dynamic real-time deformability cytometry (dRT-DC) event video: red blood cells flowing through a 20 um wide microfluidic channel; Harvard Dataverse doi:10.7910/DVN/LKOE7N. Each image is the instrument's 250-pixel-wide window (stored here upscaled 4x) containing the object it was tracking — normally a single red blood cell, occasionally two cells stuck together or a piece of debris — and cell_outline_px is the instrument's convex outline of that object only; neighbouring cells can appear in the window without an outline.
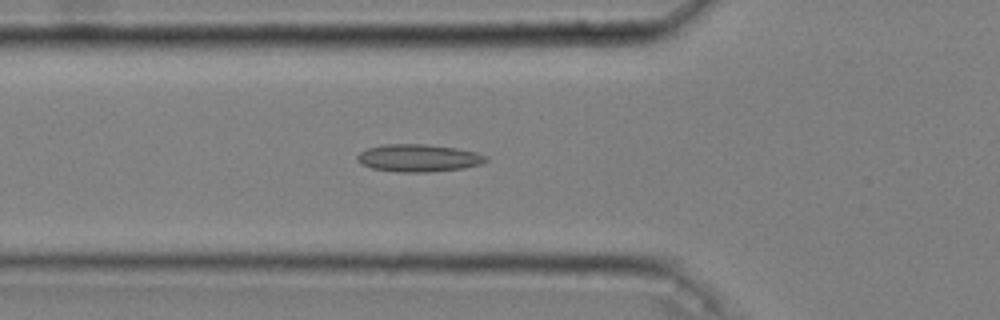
{"species": "common noctule bat (a hibernating species)", "species_latin": "Nyctalus noctula", "temperature_condition": "cold", "stored_images_in_passage": 52, "camera_frame_rate_fps": 3000, "um_per_image_px": 0.085, "animal": {"sex": "male", "body_mass_g": 20.4}, "frame": {"image": 1, "passage_image": 18, "time_ms": 5.667, "image_size_px": [1000, 320], "cell_outline_px": [[488, 160], [480, 164], [464, 168], [428, 172], [396, 172], [372, 168], [360, 164], [356, 160], [356, 156], [360, 152], [368, 148], [384, 144], [424, 144], [456, 148], [476, 152], [488, 156]], "centroid_in_image_um": [35.56, 13.43], "position_along_channel_um": 90.2, "area_um2": 20.69}}
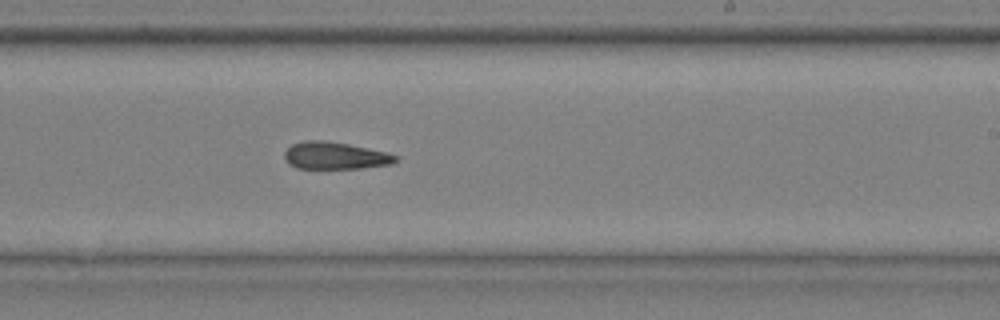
{"frame": {"image": 2, "passage_image": 32, "time_ms": 10.333, "image_size_px": [1000, 320], "cell_outline_px": [[400, 160], [392, 164], [360, 168], [296, 168], [288, 164], [284, 160], [284, 152], [292, 144], [304, 140], [320, 140], [348, 144], [368, 148], [384, 152], [396, 156]], "centroid_in_image_um": [28.44, 13.23], "position_along_channel_um": 260.6, "area_um2": 17.57}}
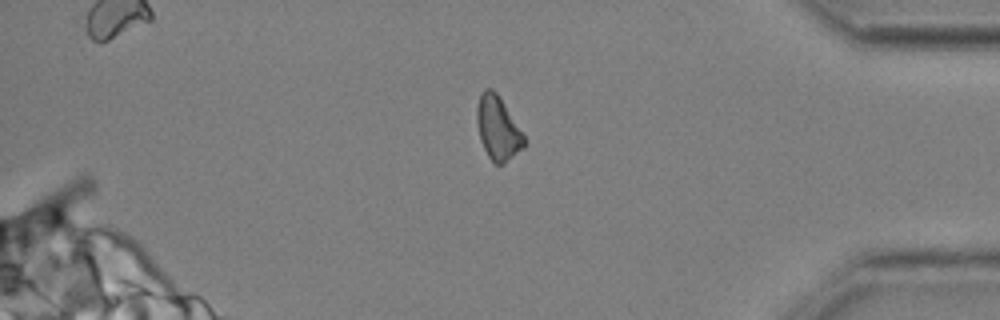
{"frame": {"image": 3, "passage_image": 45, "time_ms": 14.667, "image_size_px": [1000, 320], "cell_outline_px": [[524, 148], [504, 164], [492, 164], [480, 140], [476, 120], [476, 108], [480, 96], [484, 88], [492, 88], [496, 92], [524, 136]], "centroid_in_image_um": [42.29, 10.93], "position_along_channel_um": 392.9, "area_um2": 17.34}}